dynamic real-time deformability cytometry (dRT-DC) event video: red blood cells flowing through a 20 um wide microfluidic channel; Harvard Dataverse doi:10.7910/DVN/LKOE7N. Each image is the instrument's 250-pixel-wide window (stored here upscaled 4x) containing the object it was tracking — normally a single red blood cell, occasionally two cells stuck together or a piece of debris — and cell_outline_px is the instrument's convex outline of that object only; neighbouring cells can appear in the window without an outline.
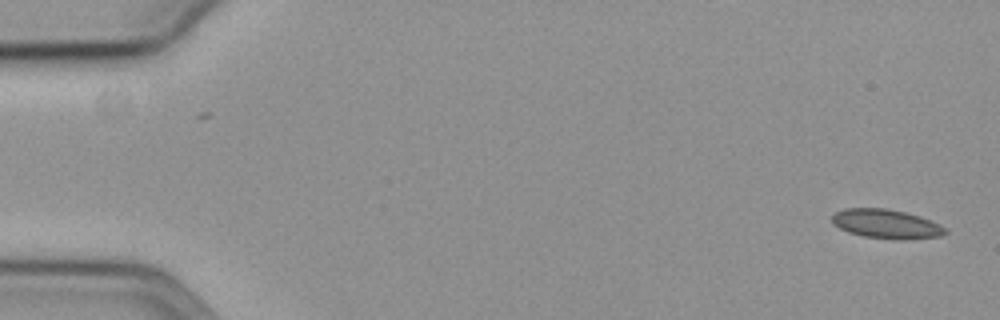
{"species": "common noctule bat (a hibernating species)", "species_latin": "Nyctalus noctula", "temperature_condition": "cold", "stored_images_in_passage": 6, "camera_frame_rate_fps": 3000, "um_per_image_px": 0.085, "animal": {"sex": "female", "body_mass_g": 19.3, "forearm_length_mm": 54.1}, "frame": {"image": 1, "passage_image": 1, "time_ms": 0.0, "image_size_px": [1000, 320], "cell_outline_px": [[948, 232], [940, 236], [900, 240], [864, 236], [848, 232], [832, 224], [832, 216], [836, 212], [844, 208], [888, 208], [920, 216], [940, 224], [948, 228]], "centroid_in_image_um": [75.35, 19.03], "position_along_channel_um": 9.6, "area_um2": 19.31}}